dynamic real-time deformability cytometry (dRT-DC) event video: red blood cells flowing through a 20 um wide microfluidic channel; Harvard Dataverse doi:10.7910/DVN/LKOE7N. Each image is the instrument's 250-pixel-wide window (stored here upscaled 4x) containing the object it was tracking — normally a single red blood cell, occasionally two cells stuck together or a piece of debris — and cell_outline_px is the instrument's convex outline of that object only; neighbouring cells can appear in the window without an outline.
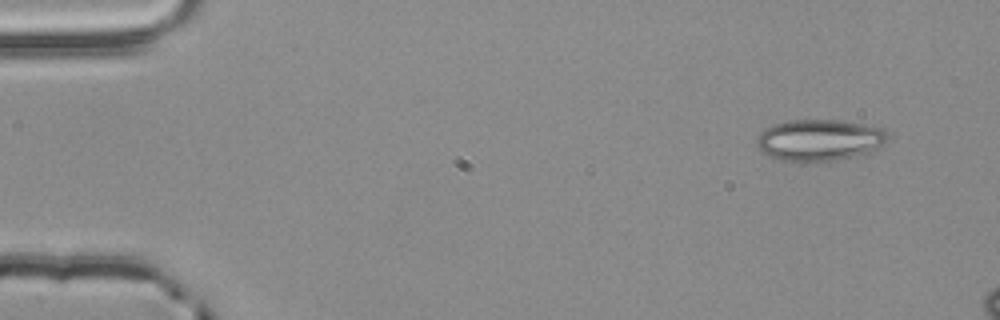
{"species": "common noctule bat (a hibernating species)", "species_latin": "Nyctalus noctula", "temperature_condition": "room temperature", "stored_images_in_passage": 3, "camera_frame_rate_fps": 3000, "um_per_image_px": 0.085, "animal": {"sex": "male", "body_mass_g": 20.4}, "frame": {"image": 1, "passage_image": 1, "time_ms": 0.0, "image_size_px": [1000, 320], "cell_outline_px": [[888, 136], [884, 144], [868, 152], [856, 156], [836, 160], [780, 160], [760, 152], [756, 144], [756, 136], [764, 128], [772, 124], [788, 120], [836, 120], [884, 128]], "centroid_in_image_um": [69.6, 11.89], "position_along_channel_um": 15.4, "area_um2": 31.44}}